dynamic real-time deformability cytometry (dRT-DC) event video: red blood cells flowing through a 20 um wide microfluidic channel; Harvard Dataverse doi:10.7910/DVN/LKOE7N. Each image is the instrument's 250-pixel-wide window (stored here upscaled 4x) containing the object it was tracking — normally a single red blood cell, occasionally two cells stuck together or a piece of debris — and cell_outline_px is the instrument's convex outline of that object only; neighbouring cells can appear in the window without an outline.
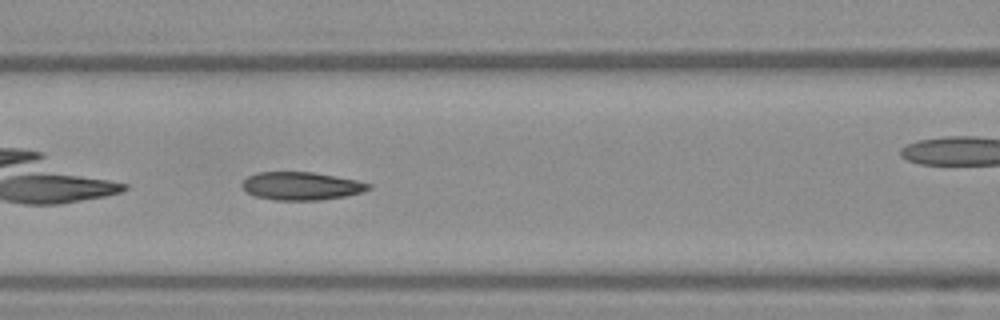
{"species": "Egyptian fruit bat (a non-hibernating species)", "species_latin": "Rousettus aegyptiacus", "temperature_condition": "warm", "stored_images_in_passage": 35, "camera_frame_rate_fps": 3000, "um_per_image_px": 0.085, "frame": {"image": 1, "passage_image": 6, "time_ms": 1.667, "image_size_px": [1000, 320], "cell_outline_px": [[372, 188], [364, 192], [344, 196], [320, 200], [276, 200], [256, 196], [248, 192], [240, 184], [248, 176], [256, 172], [312, 172], [336, 176], [356, 180], [372, 184]], "centroid_in_image_um": [25.64, 15.8], "position_along_channel_um": 141.0, "area_um2": 20.63}}
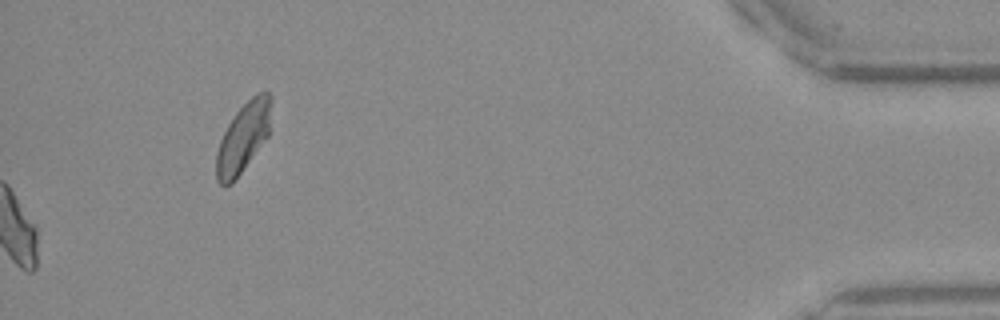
{"frame": {"image": 2, "passage_image": 35, "time_ms": 11.333, "image_size_px": [1000, 320], "cell_outline_px": [[272, 100], [268, 136], [232, 184], [220, 184], [216, 180], [216, 152], [220, 140], [228, 124], [236, 112], [252, 96], [260, 92], [268, 92], [272, 96]], "centroid_in_image_um": [20.67, 11.68], "position_along_channel_um": 414.5, "area_um2": 22.08}, "authors_computed_cell_mechanics": {"area_um2": 21.097, "velocity_mm_per_s": 4.0961, "shape_relaxation_time_tau1_ms": 5.3961, "shape_relaxation_time_tau2_ms": 1.8669, "deformation_change_tau1": 0.1541, "deformation_change_tau2": 0.0796}}